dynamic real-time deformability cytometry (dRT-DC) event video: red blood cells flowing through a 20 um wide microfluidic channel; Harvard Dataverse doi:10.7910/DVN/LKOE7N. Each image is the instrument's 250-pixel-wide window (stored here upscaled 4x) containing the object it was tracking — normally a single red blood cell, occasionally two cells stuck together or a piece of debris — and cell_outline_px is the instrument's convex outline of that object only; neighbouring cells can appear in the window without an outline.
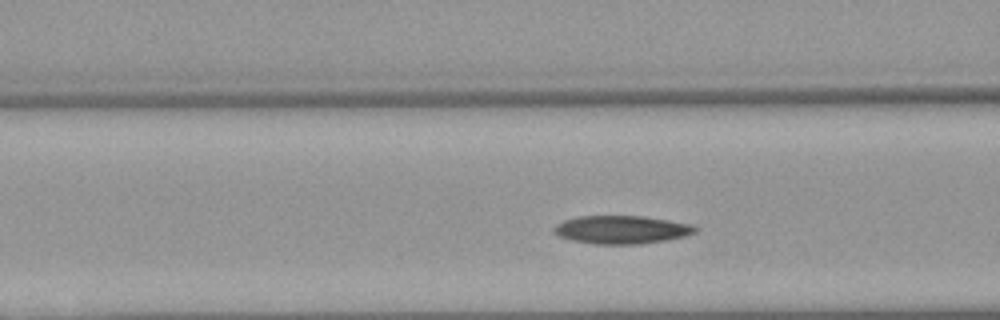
{"species": "Egyptian fruit bat (a non-hibernating species)", "species_latin": "Rousettus aegyptiacus", "temperature_condition": "warm", "stored_images_in_passage": 27, "camera_frame_rate_fps": 3000, "um_per_image_px": 0.085, "animal": {"sex": "female"}, "frame": {"image": 1, "passage_image": 4, "time_ms": 1.0, "image_size_px": [1000, 320], "cell_outline_px": [[700, 228], [696, 232], [684, 236], [668, 240], [640, 244], [592, 244], [572, 240], [560, 236], [552, 232], [552, 228], [556, 224], [564, 220], [580, 216], [644, 216], [692, 224]], "centroid_in_image_um": [52.84, 19.52], "position_along_channel_um": 113.8, "area_um2": 23.35}}
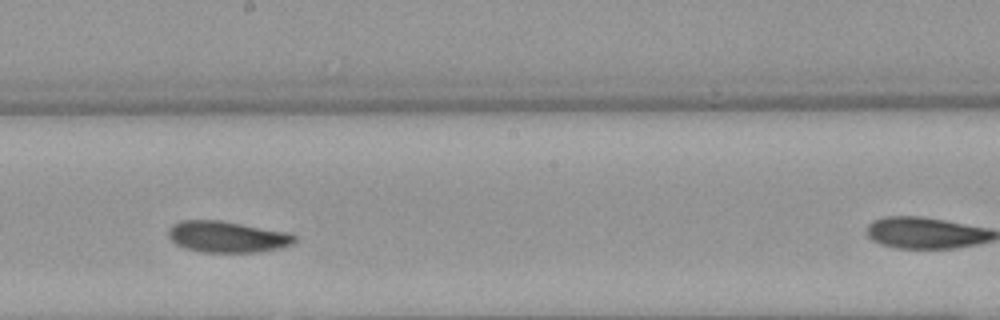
{"frame": {"image": 2, "passage_image": 13, "time_ms": 4.0, "image_size_px": [1000, 320], "cell_outline_px": [[296, 240], [292, 244], [280, 248], [256, 252], [200, 252], [184, 248], [176, 244], [168, 236], [168, 228], [172, 224], [180, 220], [220, 220], [288, 232], [296, 236]], "centroid_in_image_um": [19.28, 20.12], "position_along_channel_um": 228.9, "area_um2": 23.12}}
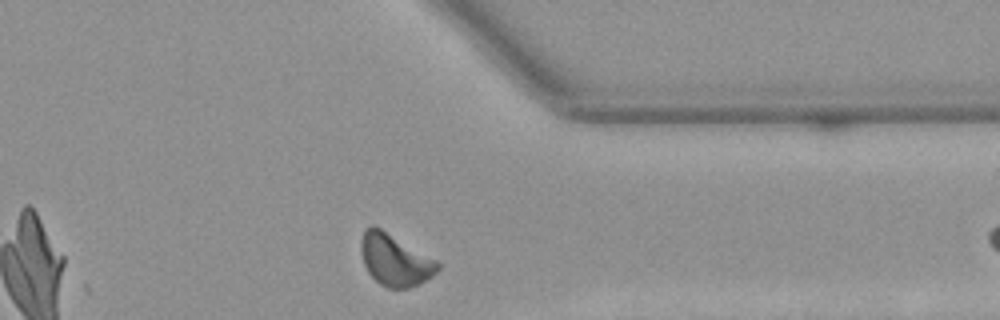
{"frame": {"image": 3, "passage_image": 25, "time_ms": 8.0, "image_size_px": [1000, 320], "cell_outline_px": [[440, 268], [432, 276], [420, 284], [408, 288], [388, 288], [380, 284], [368, 272], [364, 264], [360, 252], [360, 240], [364, 228], [372, 224], [380, 228], [436, 260], [440, 264]], "centroid_in_image_um": [33.54, 22.09], "position_along_channel_um": 377.9, "area_um2": 23.06}}